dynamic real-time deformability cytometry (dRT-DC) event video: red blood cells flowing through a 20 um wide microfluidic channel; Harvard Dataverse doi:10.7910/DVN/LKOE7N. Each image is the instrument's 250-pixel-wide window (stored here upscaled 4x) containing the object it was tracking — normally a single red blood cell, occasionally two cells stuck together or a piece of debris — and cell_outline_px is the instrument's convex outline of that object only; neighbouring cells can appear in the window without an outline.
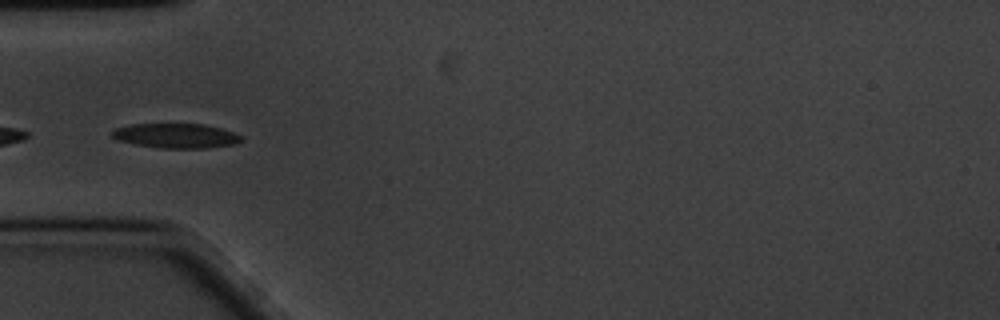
{"species": "common noctule bat (a hibernating species)", "species_latin": "Nyctalus noctula", "temperature_condition": "cold", "stored_images_in_passage": 36, "camera_frame_rate_fps": 3000, "um_per_image_px": 0.085, "animal": {"sex": "male", "body_mass_g": 20.1, "forearm_length_mm": 53.5}, "frame": {"image": 1, "passage_image": 1, "time_ms": 0.0, "image_size_px": [1000, 320], "cell_outline_px": [[244, 140], [232, 144], [204, 148], [160, 148], [136, 144], [116, 140], [112, 136], [112, 132], [116, 128], [132, 124], [204, 124], [220, 128], [244, 136]], "centroid_in_image_um": [14.97, 11.54], "position_along_channel_um": 70.0, "area_um2": 18.44}, "authors_computed_cell_mechanics": {"area_um2": 17.8602, "velocity_mm_per_s": 3.3607, "shape_relaxation_time_tau1_ms": 2.2097, "shape_relaxation_time_tau2_ms": 1.89, "deformation_change_tau1": 0.1226, "deformation_change_tau2": 0.0511}}